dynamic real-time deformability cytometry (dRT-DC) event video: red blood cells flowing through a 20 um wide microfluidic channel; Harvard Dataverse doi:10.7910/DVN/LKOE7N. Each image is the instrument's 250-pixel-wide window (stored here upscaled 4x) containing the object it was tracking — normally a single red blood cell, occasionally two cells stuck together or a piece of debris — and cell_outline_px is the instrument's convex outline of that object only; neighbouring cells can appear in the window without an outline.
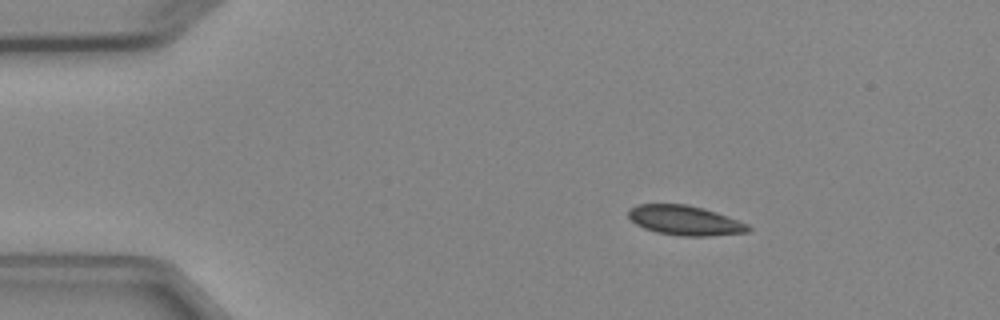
{"species": "Egyptian fruit bat (a non-hibernating species)", "species_latin": "Rousettus aegyptiacus", "temperature_condition": "cold", "stored_images_in_passage": 3, "camera_frame_rate_fps": 3000, "um_per_image_px": 0.085, "animal": {"sex": "female"}, "frame": {"image": 1, "passage_image": 1, "time_ms": 0.0, "image_size_px": [1000, 320], "cell_outline_px": [[752, 228], [748, 232], [708, 236], [684, 236], [656, 232], [644, 228], [636, 224], [628, 216], [628, 208], [636, 204], [688, 204], [704, 208], [728, 216], [748, 224]], "centroid_in_image_um": [58.21, 18.72], "position_along_channel_um": 26.8, "area_um2": 20.81}}